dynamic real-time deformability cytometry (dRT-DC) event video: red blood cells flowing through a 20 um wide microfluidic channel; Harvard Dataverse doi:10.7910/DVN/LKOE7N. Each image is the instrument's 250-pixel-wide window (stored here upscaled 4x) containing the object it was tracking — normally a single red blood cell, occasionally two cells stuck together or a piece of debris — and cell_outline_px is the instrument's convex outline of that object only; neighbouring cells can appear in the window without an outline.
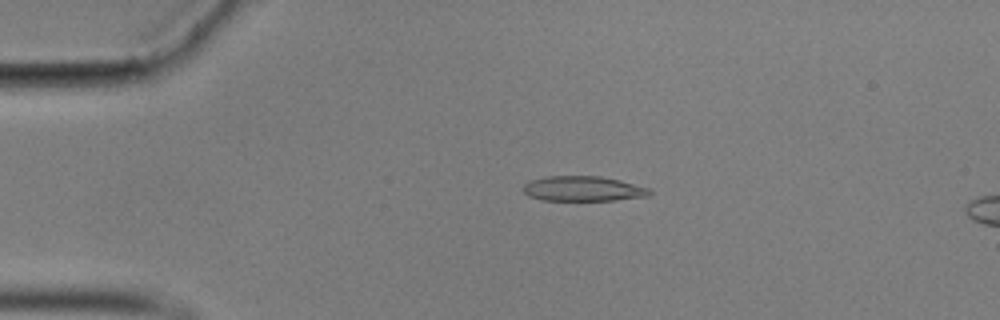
{"species": "common noctule bat (a hibernating species)", "species_latin": "Nyctalus noctula", "temperature_condition": "cold", "stored_images_in_passage": 8, "camera_frame_rate_fps": 3000, "um_per_image_px": 0.085, "animal": {"sex": "male", "body_mass_g": 17.9}, "frame": {"image": 1, "passage_image": 3, "time_ms": 0.667, "image_size_px": [1000, 320], "cell_outline_px": [[652, 192], [648, 196], [612, 200], [544, 200], [528, 196], [520, 188], [524, 184], [532, 180], [544, 176], [600, 176], [620, 180], [652, 188]], "centroid_in_image_um": [49.56, 16.03], "position_along_channel_um": 35.4, "area_um2": 18.55}}